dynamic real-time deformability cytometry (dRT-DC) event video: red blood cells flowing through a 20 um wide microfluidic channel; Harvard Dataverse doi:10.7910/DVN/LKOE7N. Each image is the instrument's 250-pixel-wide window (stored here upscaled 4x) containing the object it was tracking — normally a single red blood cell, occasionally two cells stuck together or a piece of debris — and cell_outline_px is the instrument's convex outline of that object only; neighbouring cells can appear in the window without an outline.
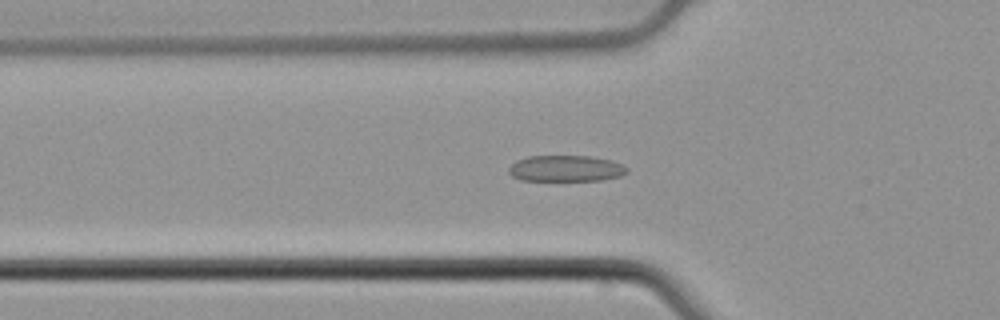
{"species": "common noctule bat (a hibernating species)", "species_latin": "Nyctalus noctula", "temperature_condition": "cold", "stored_images_in_passage": 45, "camera_frame_rate_fps": 3000, "um_per_image_px": 0.085, "animal": {"sex": "male", "body_mass_g": 21.5, "forearm_length_mm": 52.0}, "frame": {"image": 1, "passage_image": 9, "time_ms": 2.667, "image_size_px": [1000, 320], "cell_outline_px": [[628, 172], [620, 176], [600, 180], [520, 180], [512, 176], [508, 172], [508, 168], [516, 160], [528, 156], [592, 156], [612, 160], [628, 168]], "centroid_in_image_um": [48.08, 14.31], "position_along_channel_um": 77.7, "area_um2": 18.03}}
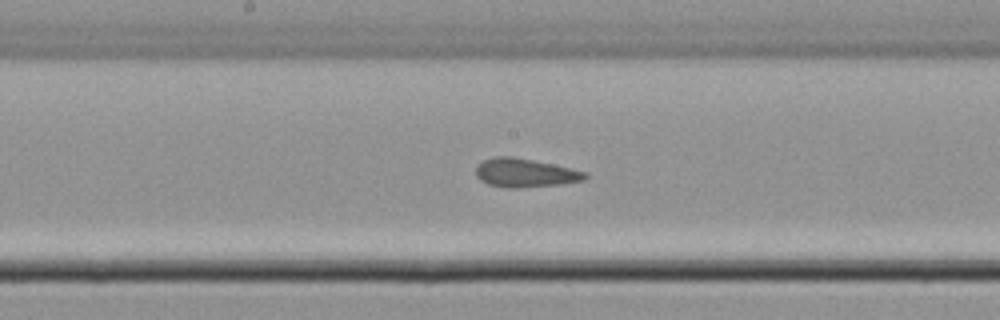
{"frame": {"image": 2, "passage_image": 19, "time_ms": 6.0, "image_size_px": [1000, 320], "cell_outline_px": [[588, 176], [584, 180], [560, 184], [516, 188], [504, 188], [488, 184], [480, 180], [476, 176], [476, 168], [484, 160], [496, 156], [512, 156], [552, 164], [588, 172]], "centroid_in_image_um": [44.63, 14.7], "position_along_channel_um": 203.6, "area_um2": 18.15}}
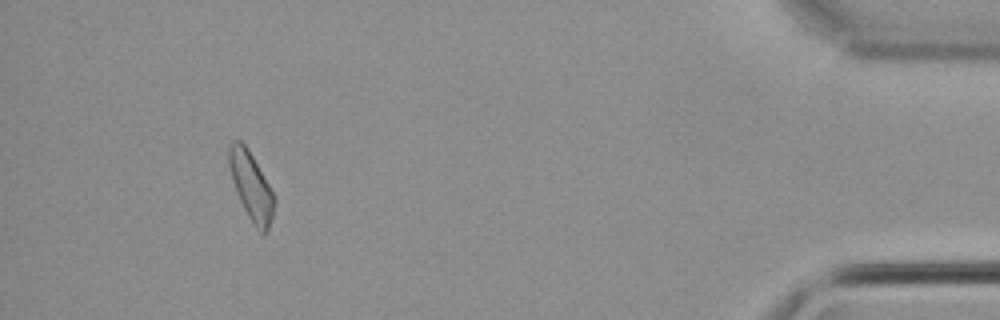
{"frame": {"image": 3, "passage_image": 41, "time_ms": 13.333, "image_size_px": [1000, 320], "cell_outline_px": [[276, 200], [272, 216], [268, 228], [264, 236], [256, 228], [248, 216], [236, 192], [232, 180], [228, 164], [228, 144], [232, 140], [240, 140], [248, 148], [268, 184]], "centroid_in_image_um": [21.32, 15.79], "position_along_channel_um": 413.9, "area_um2": 17.8}, "authors_computed_cell_mechanics": {"area_um2": 18.2648, "velocity_mm_per_s": 3.7785, "shape_relaxation_time_tau1_ms": null, "shape_relaxation_time_tau2_ms": 1.4535, "deformation_change_tau1": null, "deformation_change_tau2": 0.0929}}